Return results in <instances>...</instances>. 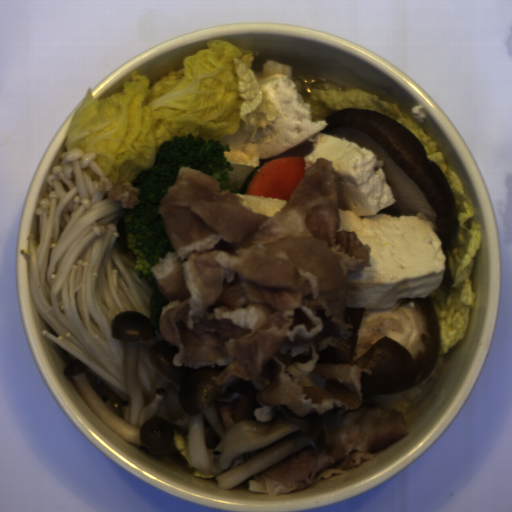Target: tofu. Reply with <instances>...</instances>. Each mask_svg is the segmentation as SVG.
Wrapping results in <instances>:
<instances>
[{"label":"tofu","mask_w":512,"mask_h":512,"mask_svg":"<svg viewBox=\"0 0 512 512\" xmlns=\"http://www.w3.org/2000/svg\"><path fill=\"white\" fill-rule=\"evenodd\" d=\"M267 90L277 113L274 122L258 130V141L246 142L240 127L223 136L221 144L231 163L229 187L244 184L261 160L304 157L305 171L317 158L333 160V168L344 178L351 197V210L338 207L340 224L336 232L353 231L369 244L371 266L349 270L346 308L391 309L396 300L428 298L438 289L446 273V255L434 223L418 215L377 214L396 204L384 168L388 160L368 147L344 137L321 132L327 121H313L310 103L300 94L298 84L288 75L256 78Z\"/></svg>","instance_id":"1"},{"label":"tofu","mask_w":512,"mask_h":512,"mask_svg":"<svg viewBox=\"0 0 512 512\" xmlns=\"http://www.w3.org/2000/svg\"><path fill=\"white\" fill-rule=\"evenodd\" d=\"M244 200L241 202L243 206L251 207L253 212L263 213L268 216L274 215L281 210L288 202L282 199L269 198L244 193H235Z\"/></svg>","instance_id":"2"}]
</instances>
